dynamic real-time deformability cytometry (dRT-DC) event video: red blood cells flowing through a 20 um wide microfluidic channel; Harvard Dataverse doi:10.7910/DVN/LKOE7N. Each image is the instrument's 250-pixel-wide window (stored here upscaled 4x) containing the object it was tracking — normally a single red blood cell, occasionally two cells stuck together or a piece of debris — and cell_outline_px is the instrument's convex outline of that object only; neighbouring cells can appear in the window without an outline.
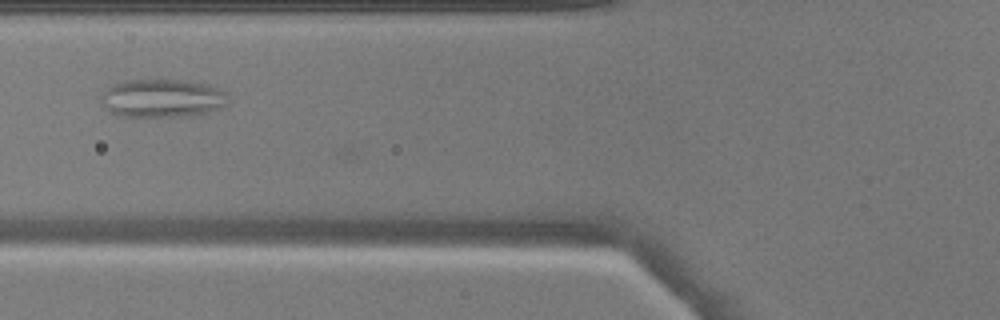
{"species": "common noctule bat (a hibernating species)", "species_latin": "Nyctalus noctula", "temperature_condition": "warm", "stored_images_in_passage": 34, "camera_frame_rate_fps": 3000, "um_per_image_px": 0.085, "animal": {"sex": "male", "body_mass_g": 17.9}, "frame": {"image": 1, "passage_image": 4, "time_ms": 1.0, "image_size_px": [1000, 320], "cell_outline_px": [[228, 104], [220, 108], [208, 112], [188, 116], [120, 116], [104, 108], [100, 100], [100, 92], [112, 84], [124, 80], [188, 80], [204, 84], [216, 88], [224, 92]], "centroid_in_image_um": [13.72, 8.34], "position_along_channel_um": 112.1, "area_um2": 28.38}}
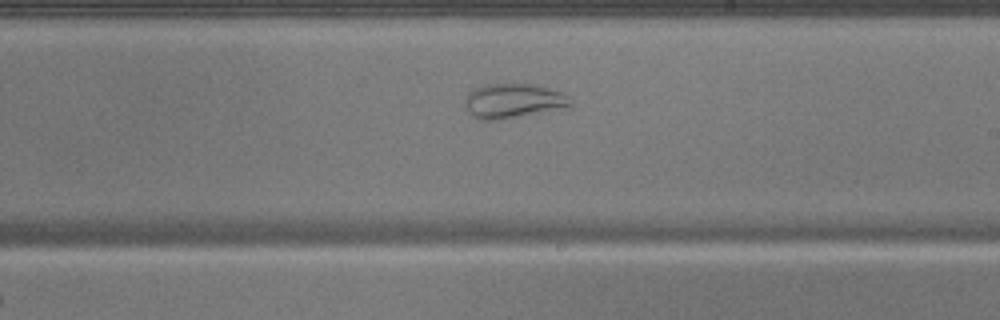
{"frame": {"image": 2, "passage_image": 14, "time_ms": 4.333, "image_size_px": [1000, 320], "cell_outline_px": [[572, 104], [496, 120], [484, 120], [472, 116], [464, 108], [464, 100], [468, 92], [484, 84], [536, 84], [564, 92], [572, 100]], "centroid_in_image_um": [43.53, 8.53], "position_along_channel_um": 245.5, "area_um2": 20.75}}
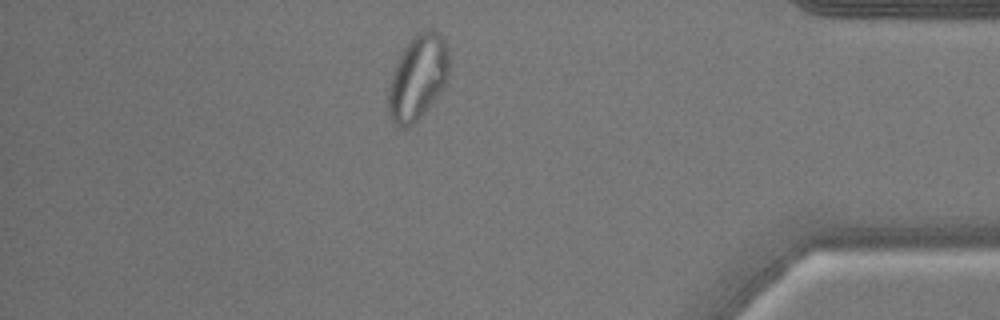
{"frame": {"image": 3, "passage_image": 28, "time_ms": 9.0, "image_size_px": [1000, 320], "cell_outline_px": [[448, 76], [440, 92], [424, 112], [408, 128], [400, 128], [388, 116], [388, 84], [396, 60], [404, 48], [416, 32], [424, 28], [432, 28], [448, 44]], "centroid_in_image_um": [35.48, 6.55], "position_along_channel_um": 399.7, "area_um2": 30.23}}